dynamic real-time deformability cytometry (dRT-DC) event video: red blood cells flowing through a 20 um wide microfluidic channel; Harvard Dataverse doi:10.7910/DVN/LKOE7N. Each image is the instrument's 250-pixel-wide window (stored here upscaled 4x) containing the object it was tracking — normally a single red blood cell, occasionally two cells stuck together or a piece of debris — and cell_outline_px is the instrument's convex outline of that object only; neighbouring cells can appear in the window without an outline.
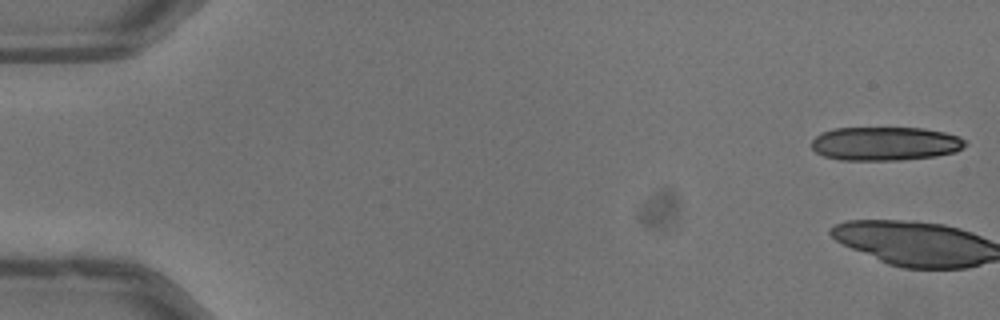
{"species": "common noctule bat (a hibernating species)", "species_latin": "Nyctalus noctula", "temperature_condition": "warm", "stored_images_in_passage": 3, "camera_frame_rate_fps": 3000, "um_per_image_px": 0.085, "animal": {"sex": "male", "body_mass_g": 13.3}, "frame": {"image": 1, "passage_image": 1, "time_ms": 0.0, "image_size_px": [1000, 320], "cell_outline_px": [[968, 144], [964, 148], [956, 152], [936, 156], [900, 160], [840, 160], [824, 156], [816, 152], [812, 148], [812, 140], [820, 132], [836, 128], [924, 128], [944, 132], [960, 136]], "centroid_in_image_um": [75.27, 12.21], "position_along_channel_um": 9.7, "area_um2": 30.46}}